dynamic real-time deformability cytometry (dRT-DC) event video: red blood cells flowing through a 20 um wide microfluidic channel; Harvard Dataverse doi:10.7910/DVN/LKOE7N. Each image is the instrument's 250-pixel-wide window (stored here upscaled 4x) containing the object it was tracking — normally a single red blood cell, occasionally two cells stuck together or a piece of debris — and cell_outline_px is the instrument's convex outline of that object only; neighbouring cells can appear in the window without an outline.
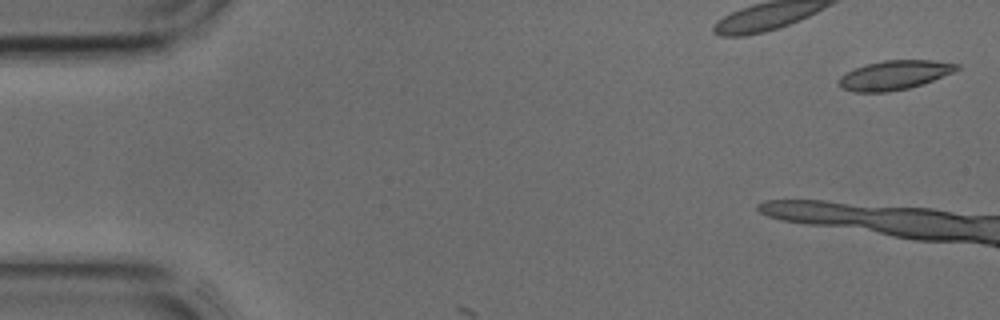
{"species": "common noctule bat (a hibernating species)", "species_latin": "Nyctalus noctula", "temperature_condition": "cold", "stored_images_in_passage": 4, "camera_frame_rate_fps": 3000, "um_per_image_px": 0.085, "animal": {"sex": "male", "body_mass_g": 17.9, "forearm_length_mm": 54.2}, "frame": {"image": 1, "passage_image": 1, "time_ms": 0.0, "image_size_px": [1000, 320], "cell_outline_px": [[960, 68], [952, 72], [932, 80], [908, 88], [888, 92], [856, 92], [840, 88], [840, 76], [856, 68], [868, 64], [884, 60], [932, 60], [960, 64]], "centroid_in_image_um": [76.03, 6.38], "position_along_channel_um": 9.0, "area_um2": 19.71}}